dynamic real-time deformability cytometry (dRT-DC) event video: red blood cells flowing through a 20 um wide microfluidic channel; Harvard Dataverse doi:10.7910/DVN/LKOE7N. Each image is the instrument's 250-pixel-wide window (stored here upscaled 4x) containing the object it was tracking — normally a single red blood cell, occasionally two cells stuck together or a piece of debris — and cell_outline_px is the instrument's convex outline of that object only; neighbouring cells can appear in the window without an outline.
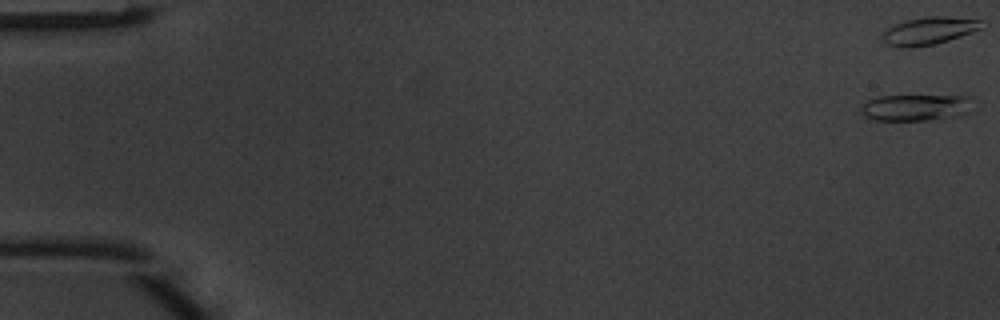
{"species": "common noctule bat (a hibernating species)", "species_latin": "Nyctalus noctula", "temperature_condition": "warm", "stored_images_in_passage": 7, "camera_frame_rate_fps": 3000, "um_per_image_px": 0.085, "animal": {"sex": "male", "body_mass_g": 20.1, "forearm_length_mm": 53.5}, "frame": {"image": 1, "passage_image": 1, "time_ms": 0.0, "image_size_px": [1000, 320], "cell_outline_px": [[972, 96], [968, 112], [960, 116], [924, 120], [872, 120], [864, 116], [860, 112], [860, 108], [868, 100], [876, 96]], "centroid_in_image_um": [77.79, 9.14], "position_along_channel_um": 7.2, "area_um2": 17.22}}